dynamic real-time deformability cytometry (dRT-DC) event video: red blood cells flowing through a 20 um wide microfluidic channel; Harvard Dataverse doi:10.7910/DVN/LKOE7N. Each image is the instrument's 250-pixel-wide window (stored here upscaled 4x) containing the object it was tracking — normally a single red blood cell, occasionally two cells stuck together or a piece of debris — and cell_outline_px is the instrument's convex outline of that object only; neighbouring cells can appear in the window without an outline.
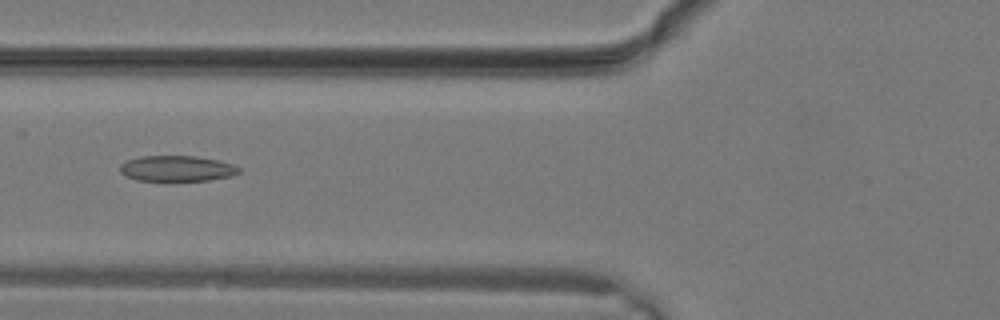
{"species": "common noctule bat (a hibernating species)", "species_latin": "Nyctalus noctula", "temperature_condition": "warm", "stored_images_in_passage": 9, "camera_frame_rate_fps": 3000, "um_per_image_px": 0.085, "animal": {"sex": "male", "body_mass_g": 19.2, "forearm_length_mm": 51.8}, "frame": {"image": 1, "passage_image": 6, "time_ms": 1.667, "image_size_px": [1000, 320], "cell_outline_px": [[240, 172], [232, 176], [208, 180], [164, 184], [136, 180], [124, 176], [120, 172], [120, 164], [128, 160], [140, 156], [196, 156], [216, 160], [232, 164], [240, 168]], "centroid_in_image_um": [14.98, 14.38], "position_along_channel_um": 110.8, "area_um2": 18.73}}
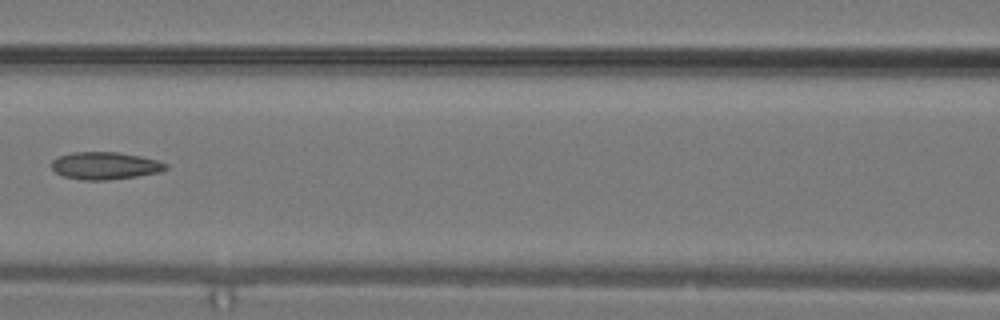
{"frame": {"image": 2, "passage_image": 8, "time_ms": 2.333, "image_size_px": [1000, 320], "cell_outline_px": [[168, 168], [160, 172], [136, 176], [108, 180], [84, 180], [64, 176], [56, 172], [52, 168], [52, 160], [56, 156], [72, 152], [116, 152], [140, 156], [156, 160], [168, 164]], "centroid_in_image_um": [8.92, 14.08], "position_along_channel_um": 157.7, "area_um2": 18.21}}